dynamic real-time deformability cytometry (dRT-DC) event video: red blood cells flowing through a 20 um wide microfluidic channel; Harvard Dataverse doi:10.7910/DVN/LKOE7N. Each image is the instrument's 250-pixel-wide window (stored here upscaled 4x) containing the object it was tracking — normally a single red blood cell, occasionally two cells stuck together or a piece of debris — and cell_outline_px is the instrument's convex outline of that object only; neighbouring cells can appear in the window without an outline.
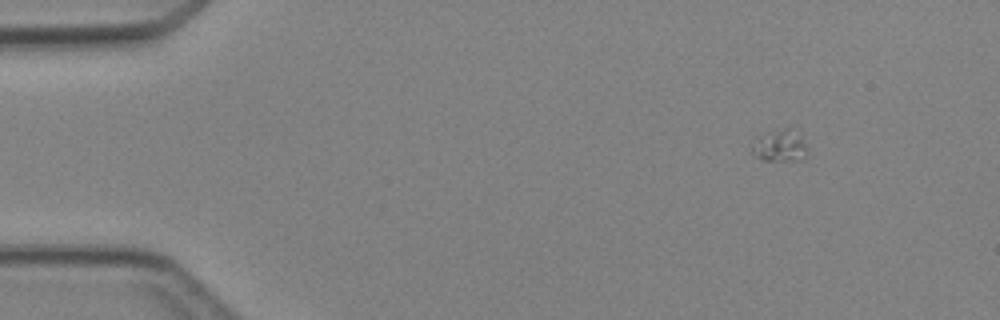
{"species": "Egyptian fruit bat (a non-hibernating species)", "species_latin": "Rousettus aegyptiacus", "temperature_condition": "cold", "stored_images_in_passage": 4, "camera_frame_rate_fps": 3000, "um_per_image_px": 0.085, "animal": {"sex": "female"}, "frame": {"image": 1, "passage_image": 2, "time_ms": 1.333, "image_size_px": [1000, 320], "cell_outline_px": [[808, 156], [804, 160], [764, 160], [752, 156], [752, 148], [756, 136], [764, 132], [784, 128], [788, 128], [804, 140], [808, 148]], "centroid_in_image_um": [66.28, 12.41], "position_along_channel_um": 18.7, "area_um2": 10.52}}